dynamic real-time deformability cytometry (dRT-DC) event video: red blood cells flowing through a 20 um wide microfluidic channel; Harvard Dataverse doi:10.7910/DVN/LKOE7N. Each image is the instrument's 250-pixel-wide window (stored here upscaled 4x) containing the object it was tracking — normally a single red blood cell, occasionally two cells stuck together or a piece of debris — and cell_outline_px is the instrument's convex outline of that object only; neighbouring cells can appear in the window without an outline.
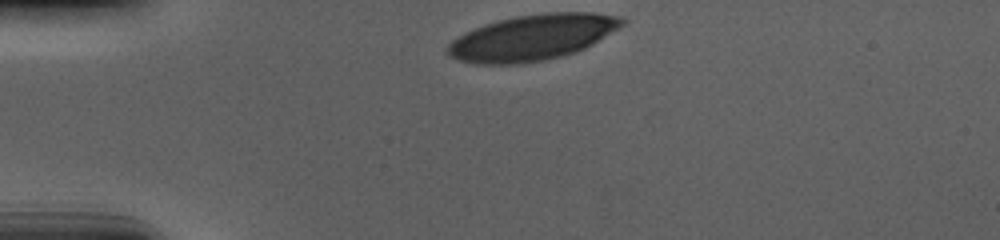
{"species": "human", "species_latin": "Homo sapiens", "temperature_condition": "cold", "stored_images_in_passage": 33, "camera_frame_rate_fps": 3000, "um_per_image_px": 0.085, "donor": {"sex": "male"}, "frame": {"image": 1, "passage_image": 1, "time_ms": 0.0, "image_size_px": [1000, 240], "cell_outline_px": [[628, 20], [624, 24], [592, 44], [576, 52], [564, 56], [544, 60], [520, 64], [476, 64], [460, 60], [444, 52], [444, 48], [452, 40], [464, 32], [484, 24], [516, 16], [544, 12], [592, 12], [620, 16]], "centroid_in_image_um": [45.24, 3.18], "position_along_channel_um": 39.8, "area_um2": 46.64}}
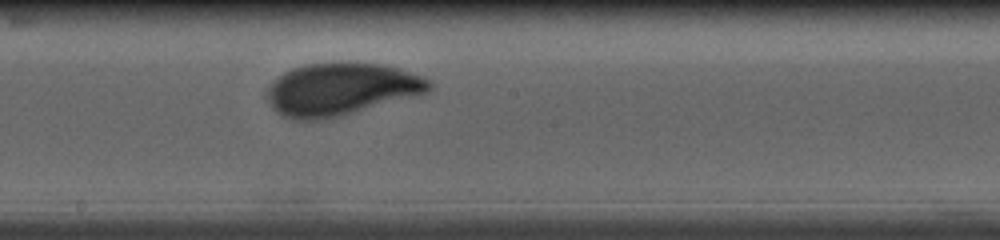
{"frame": {"image": 2, "passage_image": 19, "time_ms": 6.0, "image_size_px": [1000, 240], "cell_outline_px": [[432, 88], [428, 92], [332, 120], [292, 120], [280, 116], [272, 108], [264, 96], [264, 92], [284, 72], [292, 68], [304, 64], [380, 64], [396, 68], [424, 76], [432, 80]], "centroid_in_image_um": [28.97, 7.64], "position_along_channel_um": 219.2, "area_um2": 49.94}}
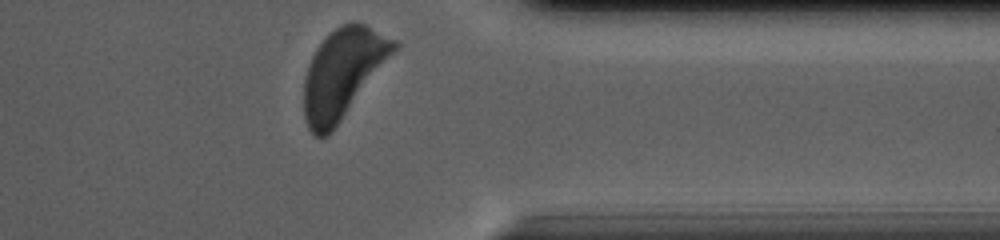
{"frame": {"image": 3, "passage_image": 33, "time_ms": 10.667, "image_size_px": [1000, 240], "cell_outline_px": [[400, 48], [332, 132], [328, 136], [316, 136], [308, 128], [304, 120], [304, 76], [308, 64], [316, 48], [340, 24], [364, 24], [400, 40]], "centroid_in_image_um": [29.19, 6.24], "position_along_channel_um": 382.2, "area_um2": 47.11}, "authors_computed_cell_mechanics": {"area_um2": 48.1474, "velocity_mm_per_s": 3.6553, "shape_relaxation_time_tau1_ms": 3.0178, "shape_relaxation_time_tau2_ms": null, "deformation_change_tau1": 0.1546, "deformation_change_tau2": null}}